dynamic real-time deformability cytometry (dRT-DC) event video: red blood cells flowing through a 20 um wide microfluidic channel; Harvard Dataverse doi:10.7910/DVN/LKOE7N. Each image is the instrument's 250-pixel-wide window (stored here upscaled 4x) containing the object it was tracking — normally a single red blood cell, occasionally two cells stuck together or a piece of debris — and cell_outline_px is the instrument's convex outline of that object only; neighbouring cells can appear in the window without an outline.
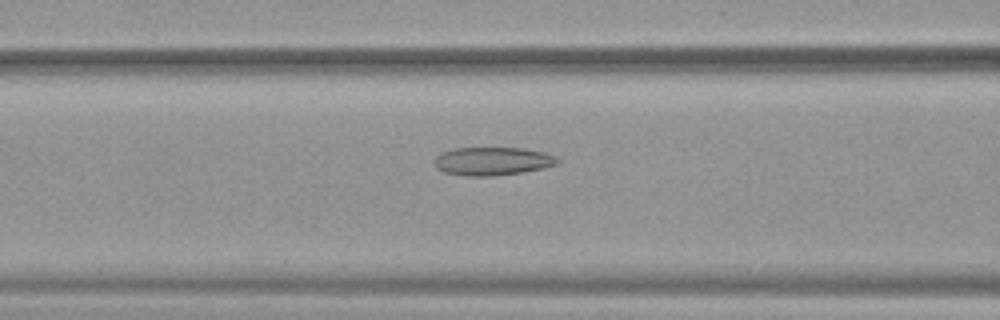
{"species": "common noctule bat (a hibernating species)", "species_latin": "Nyctalus noctula", "temperature_condition": "warm", "stored_images_in_passage": 20, "camera_frame_rate_fps": 3000, "um_per_image_px": 0.085, "animal": {"sex": "female", "body_mass_g": 19.9}, "frame": {"image": 1, "passage_image": 12, "time_ms": 3.667, "image_size_px": [1000, 320], "cell_outline_px": [[560, 164], [544, 168], [520, 172], [492, 176], [464, 176], [444, 172], [436, 168], [432, 160], [440, 152], [452, 148], [524, 148], [544, 152], [556, 156], [560, 160]], "centroid_in_image_um": [41.84, 13.69], "position_along_channel_um": 124.8, "area_um2": 20.58}}
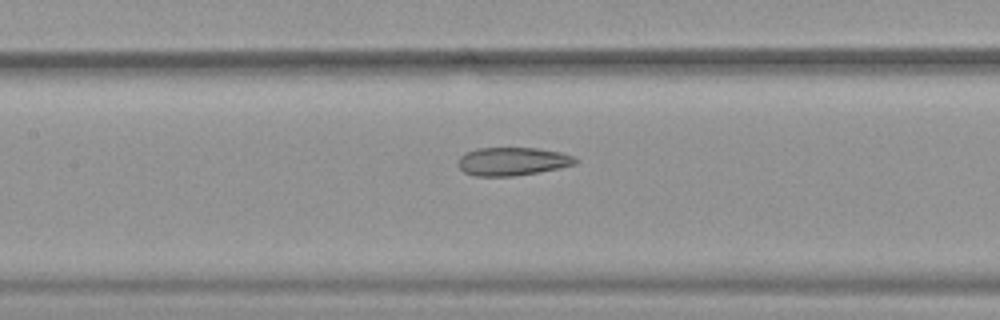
{"frame": {"image": 2, "passage_image": 15, "time_ms": 4.667, "image_size_px": [1000, 320], "cell_outline_px": [[580, 160], [576, 164], [560, 168], [512, 176], [476, 176], [464, 172], [456, 164], [456, 160], [460, 156], [476, 148], [536, 148], [560, 152], [572, 156]], "centroid_in_image_um": [43.54, 13.72], "position_along_channel_um": 163.9, "area_um2": 19.31}}